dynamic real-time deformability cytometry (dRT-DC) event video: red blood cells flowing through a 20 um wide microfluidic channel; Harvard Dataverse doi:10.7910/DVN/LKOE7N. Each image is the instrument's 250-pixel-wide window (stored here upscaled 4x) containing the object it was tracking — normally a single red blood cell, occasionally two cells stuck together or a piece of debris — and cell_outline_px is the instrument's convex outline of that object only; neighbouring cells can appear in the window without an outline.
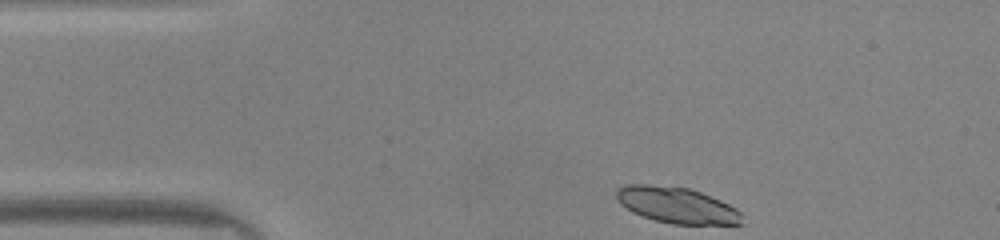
{"species": "common noctule bat (a hibernating species)", "species_latin": "Nyctalus noctula", "temperature_condition": "warm", "stored_images_in_passage": 42, "camera_frame_rate_fps": 3000, "um_per_image_px": 0.085, "animal": {"sex": "male", "body_mass_g": 20.0, "forearm_length_mm": 53.3}, "frame": {"image": 1, "passage_image": 1, "time_ms": 0.0, "image_size_px": [1000, 240], "cell_outline_px": [[744, 224], [672, 224], [656, 220], [632, 212], [620, 204], [616, 200], [616, 188], [624, 184], [648, 184], [688, 188], [700, 192], [720, 200], [736, 208], [740, 212]], "centroid_in_image_um": [57.49, 17.43], "position_along_channel_um": 27.5, "area_um2": 26.36}}
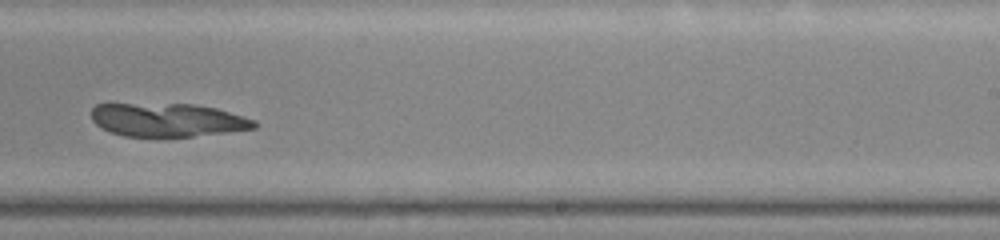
{"frame": {"image": 2, "passage_image": 23, "time_ms": 7.333, "image_size_px": [1000, 240], "cell_outline_px": [[256, 128], [192, 136], [124, 136], [100, 128], [92, 120], [92, 108], [96, 104], [196, 104], [216, 108], [244, 116], [256, 120]], "centroid_in_image_um": [14.24, 10.18], "position_along_channel_um": 274.8, "area_um2": 31.5}}
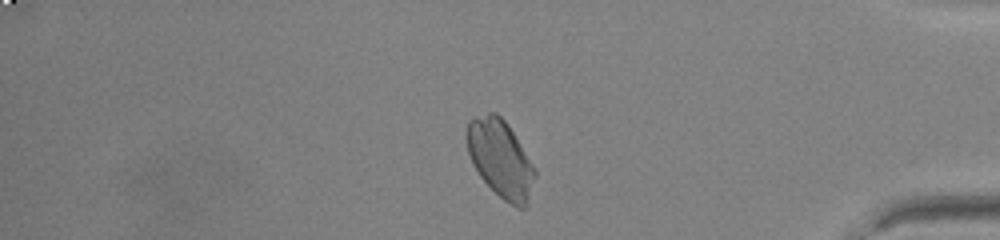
{"frame": {"image": 3, "passage_image": 34, "time_ms": 11.0, "image_size_px": [1000, 240], "cell_outline_px": [[536, 176], [528, 204], [524, 208], [520, 208], [504, 200], [480, 176], [472, 164], [468, 152], [464, 136], [464, 132], [468, 120], [472, 116], [488, 112], [496, 112], [508, 124], [536, 168]], "centroid_in_image_um": [42.52, 13.43], "position_along_channel_um": 392.7, "area_um2": 31.21}}